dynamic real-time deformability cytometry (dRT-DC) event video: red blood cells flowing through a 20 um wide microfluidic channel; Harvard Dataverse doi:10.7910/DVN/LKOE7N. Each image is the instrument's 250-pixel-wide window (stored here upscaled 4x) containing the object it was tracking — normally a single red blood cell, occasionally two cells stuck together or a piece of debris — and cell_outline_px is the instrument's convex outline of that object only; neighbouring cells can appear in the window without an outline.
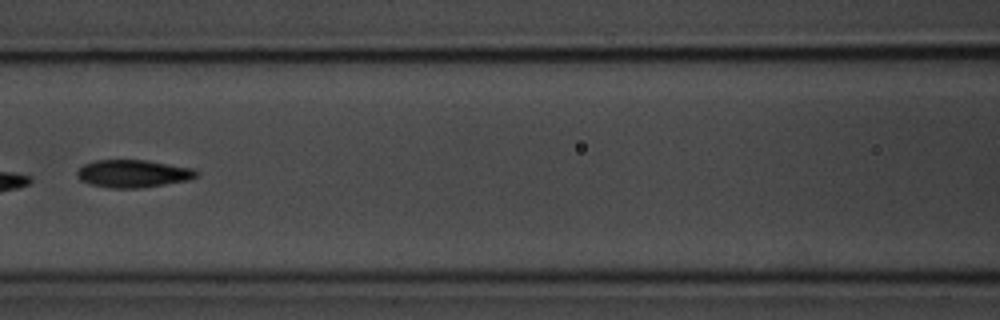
{"species": "common noctule bat (a hibernating species)", "species_latin": "Nyctalus noctula", "temperature_condition": "room temperature", "stored_images_in_passage": 3, "camera_frame_rate_fps": 3000, "um_per_image_px": 0.085, "animal": {"sex": "male", "body_mass_g": 20.1, "forearm_length_mm": 53.5}, "frame": {"image": 1, "passage_image": 3, "time_ms": 2.333, "image_size_px": [1000, 320], "cell_outline_px": [[200, 176], [188, 180], [140, 188], [108, 188], [92, 184], [80, 180], [76, 176], [76, 172], [84, 164], [96, 160], [148, 160], [192, 168], [200, 172]], "centroid_in_image_um": [11.33, 14.75], "position_along_channel_um": 155.3, "area_um2": 19.31}}